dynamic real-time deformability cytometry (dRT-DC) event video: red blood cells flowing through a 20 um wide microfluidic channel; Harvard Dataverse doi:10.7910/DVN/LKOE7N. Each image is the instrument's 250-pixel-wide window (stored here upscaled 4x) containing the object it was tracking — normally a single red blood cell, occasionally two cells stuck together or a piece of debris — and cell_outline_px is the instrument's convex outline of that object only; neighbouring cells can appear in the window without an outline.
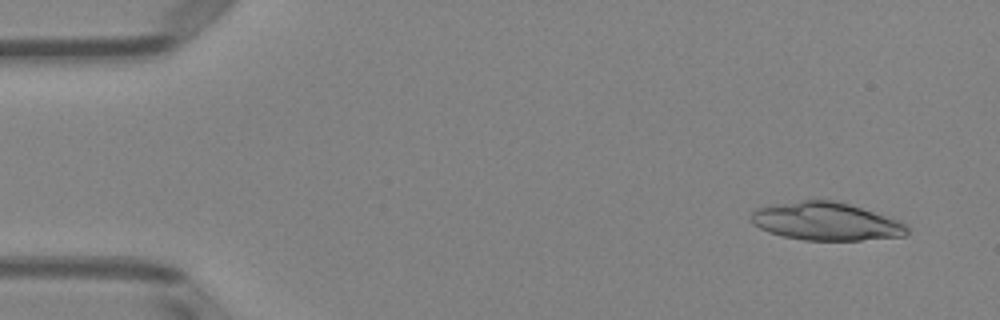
{"species": "Egyptian fruit bat (a non-hibernating species)", "species_latin": "Rousettus aegyptiacus", "temperature_condition": "room temperature", "stored_images_in_passage": 50, "camera_frame_rate_fps": 3000, "um_per_image_px": 0.085, "animal": {"sex": "female"}, "frame": {"image": 1, "passage_image": 4, "time_ms": 1.0, "image_size_px": [1000, 320], "cell_outline_px": [[908, 232], [904, 236], [860, 240], [804, 240], [784, 236], [768, 232], [752, 224], [752, 212], [756, 208], [776, 204], [800, 200], [832, 200], [848, 204], [896, 220], [904, 224], [908, 228]], "centroid_in_image_um": [70.16, 18.82], "position_along_channel_um": 14.8, "area_um2": 33.99}}